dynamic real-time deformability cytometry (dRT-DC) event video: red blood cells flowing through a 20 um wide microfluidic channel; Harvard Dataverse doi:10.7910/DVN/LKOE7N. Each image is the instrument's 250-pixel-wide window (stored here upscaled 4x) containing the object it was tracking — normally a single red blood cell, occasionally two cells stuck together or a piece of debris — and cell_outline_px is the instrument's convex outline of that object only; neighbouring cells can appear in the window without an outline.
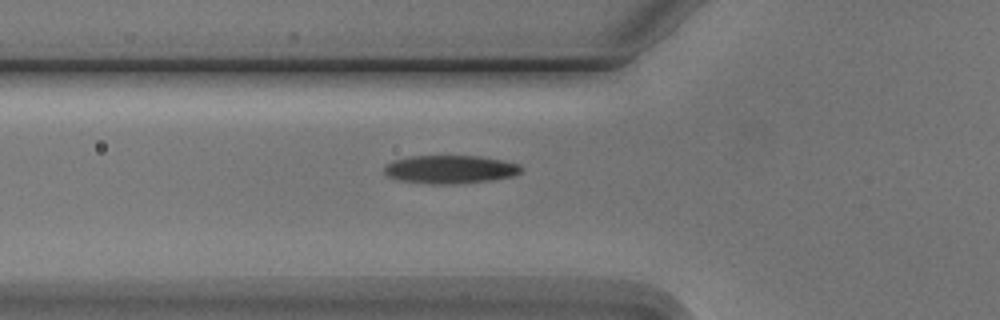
{"species": "Egyptian fruit bat (a non-hibernating species)", "species_latin": "Rousettus aegyptiacus", "temperature_condition": "cold", "stored_images_in_passage": 5, "camera_frame_rate_fps": 3000, "um_per_image_px": 0.085, "animal": {"sex": "male"}, "frame": {"image": 1, "passage_image": 5, "time_ms": 5.667, "image_size_px": [1000, 320], "cell_outline_px": [[524, 168], [520, 172], [512, 176], [492, 180], [456, 184], [428, 184], [400, 180], [388, 176], [384, 172], [384, 164], [392, 160], [408, 156], [480, 156], [504, 160], [520, 164]], "centroid_in_image_um": [38.26, 14.39], "position_along_channel_um": 87.5, "area_um2": 22.83}}